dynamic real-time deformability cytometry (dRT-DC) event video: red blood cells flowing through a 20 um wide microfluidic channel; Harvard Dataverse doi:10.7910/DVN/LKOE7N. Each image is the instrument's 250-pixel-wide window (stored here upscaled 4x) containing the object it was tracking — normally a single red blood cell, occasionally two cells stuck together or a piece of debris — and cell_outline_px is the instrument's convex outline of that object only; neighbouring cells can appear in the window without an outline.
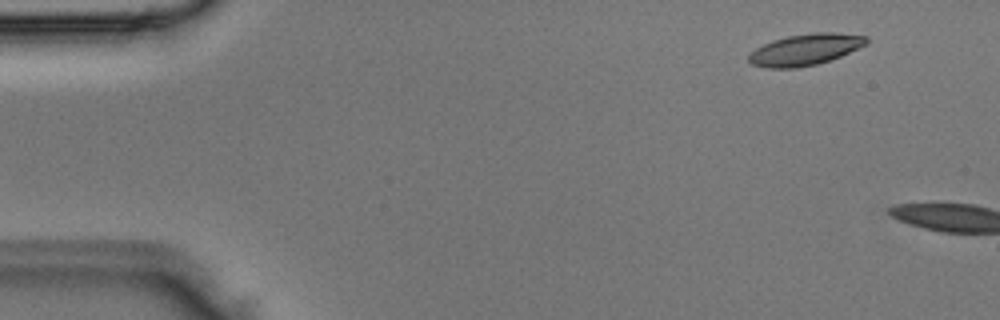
{"species": "Egyptian fruit bat (a non-hibernating species)", "species_latin": "Rousettus aegyptiacus", "temperature_condition": "room temperature", "stored_images_in_passage": 2, "camera_frame_rate_fps": 3000, "um_per_image_px": 0.085, "animal": {"sex": "male"}, "frame": {"image": 1, "passage_image": 1, "time_ms": 0.0, "image_size_px": [1000, 320], "cell_outline_px": [[868, 44], [840, 56], [816, 64], [796, 68], [768, 68], [752, 64], [748, 60], [748, 56], [756, 48], [772, 40], [788, 36], [812, 32], [836, 32], [868, 36]], "centroid_in_image_um": [68.47, 4.2], "position_along_channel_um": 16.5, "area_um2": 21.44}}